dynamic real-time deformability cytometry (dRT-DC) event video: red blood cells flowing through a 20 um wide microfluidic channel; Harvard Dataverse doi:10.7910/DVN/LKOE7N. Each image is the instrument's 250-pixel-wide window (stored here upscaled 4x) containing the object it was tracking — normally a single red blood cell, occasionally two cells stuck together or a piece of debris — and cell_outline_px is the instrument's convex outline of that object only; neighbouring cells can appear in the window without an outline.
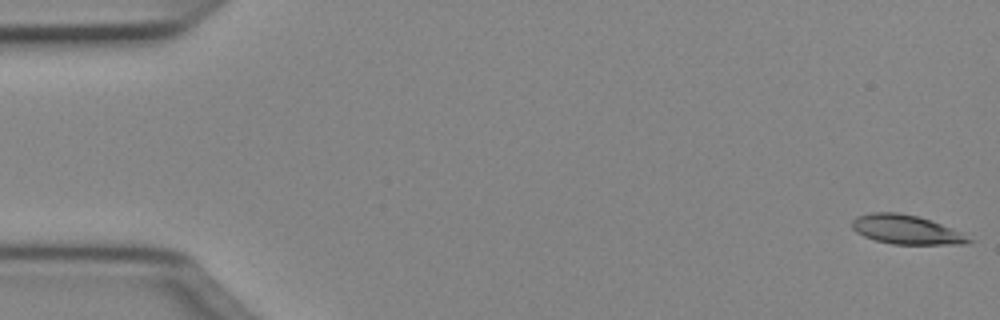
{"species": "Egyptian fruit bat (a non-hibernating species)", "species_latin": "Rousettus aegyptiacus", "temperature_condition": "cold", "stored_images_in_passage": 50, "camera_frame_rate_fps": 3000, "um_per_image_px": 0.085, "animal": {"sex": "female"}, "frame": {"image": 1, "passage_image": 1, "time_ms": 0.0, "image_size_px": [1000, 320], "cell_outline_px": [[972, 240], [968, 244], [892, 244], [876, 240], [864, 236], [856, 232], [852, 228], [852, 220], [856, 216], [872, 212], [900, 212], [932, 220], [960, 232]], "centroid_in_image_um": [76.99, 19.51], "position_along_channel_um": 8.0, "area_um2": 19.71}}
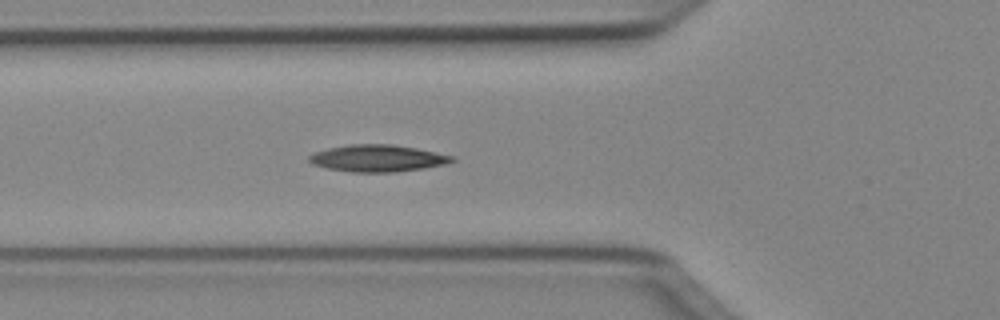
{"frame": {"image": 2, "passage_image": 18, "time_ms": 5.667, "image_size_px": [1000, 320], "cell_outline_px": [[456, 160], [448, 164], [424, 168], [396, 172], [352, 172], [324, 168], [312, 164], [308, 160], [308, 156], [316, 152], [328, 148], [348, 144], [392, 144], [416, 148], [456, 156]], "centroid_in_image_um": [32.12, 13.45], "position_along_channel_um": 93.7, "area_um2": 22.66}}
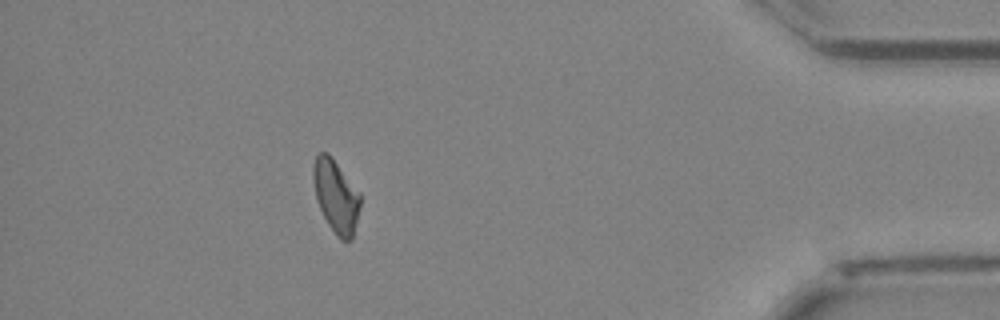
{"frame": {"image": 3, "passage_image": 45, "time_ms": 14.667, "image_size_px": [1000, 320], "cell_outline_px": [[360, 208], [352, 240], [340, 240], [336, 236], [328, 224], [316, 200], [312, 180], [312, 168], [316, 156], [320, 152], [328, 152], [332, 156], [360, 192]], "centroid_in_image_um": [28.55, 16.65], "position_along_channel_um": 406.7, "area_um2": 20.23}}